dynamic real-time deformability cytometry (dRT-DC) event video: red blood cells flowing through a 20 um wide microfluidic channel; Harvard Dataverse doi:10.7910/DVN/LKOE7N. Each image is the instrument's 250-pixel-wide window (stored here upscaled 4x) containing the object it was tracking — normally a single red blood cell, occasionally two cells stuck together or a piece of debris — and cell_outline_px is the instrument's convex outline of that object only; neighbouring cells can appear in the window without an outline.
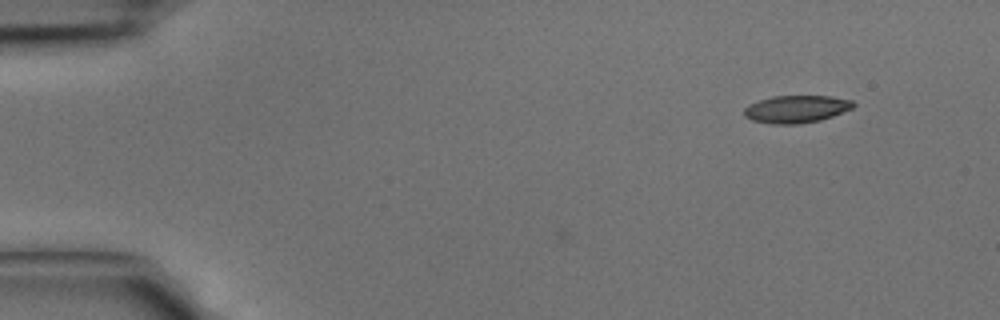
{"species": "common noctule bat (a hibernating species)", "species_latin": "Nyctalus noctula", "temperature_condition": "cold", "stored_images_in_passage": 4, "camera_frame_rate_fps": 3000, "um_per_image_px": 0.085, "animal": {"sex": "male", "body_mass_g": 15.6}, "frame": {"image": 1, "passage_image": 1, "time_ms": 0.0, "image_size_px": [1000, 320], "cell_outline_px": [[856, 104], [852, 108], [832, 116], [820, 120], [796, 124], [772, 124], [752, 120], [744, 116], [744, 108], [748, 104], [772, 96], [832, 96], [852, 100]], "centroid_in_image_um": [67.67, 9.26], "position_along_channel_um": 17.3, "area_um2": 17.46}}